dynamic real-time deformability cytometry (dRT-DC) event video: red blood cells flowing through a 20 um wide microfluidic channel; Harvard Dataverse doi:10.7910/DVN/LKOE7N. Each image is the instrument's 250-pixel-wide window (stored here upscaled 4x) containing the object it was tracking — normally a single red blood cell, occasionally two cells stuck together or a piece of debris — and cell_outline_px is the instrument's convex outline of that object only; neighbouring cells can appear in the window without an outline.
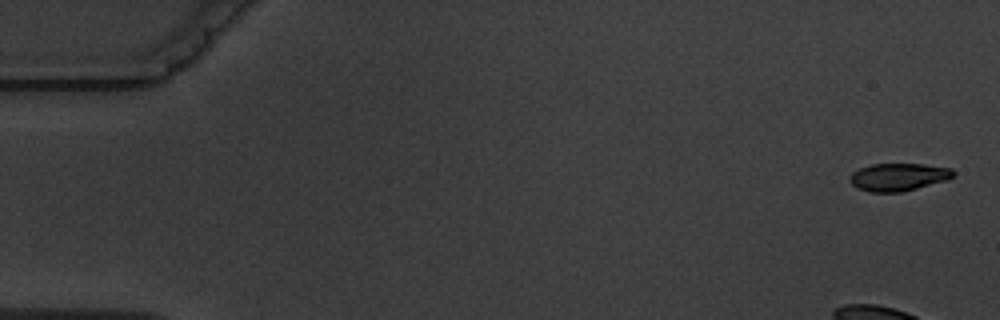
{"species": "common noctule bat (a hibernating species)", "species_latin": "Nyctalus noctula", "temperature_condition": "warm", "stored_images_in_passage": 5, "segment_of_instrument_passage": [1, 2], "camera_frame_rate_fps": 3000, "um_per_image_px": 0.085, "animal": {"sex": "male", "body_mass_g": 19.5, "forearm_length_mm": 54.6}, "frame": {"image": 1, "passage_image": 1, "time_ms": 0.0, "image_size_px": [1000, 320], "cell_outline_px": [[956, 172], [948, 180], [900, 192], [868, 192], [856, 188], [848, 180], [848, 176], [852, 172], [860, 168], [872, 164], [924, 164], [952, 168]], "centroid_in_image_um": [76.34, 15.04], "position_along_channel_um": 8.7, "area_um2": 16.82}}